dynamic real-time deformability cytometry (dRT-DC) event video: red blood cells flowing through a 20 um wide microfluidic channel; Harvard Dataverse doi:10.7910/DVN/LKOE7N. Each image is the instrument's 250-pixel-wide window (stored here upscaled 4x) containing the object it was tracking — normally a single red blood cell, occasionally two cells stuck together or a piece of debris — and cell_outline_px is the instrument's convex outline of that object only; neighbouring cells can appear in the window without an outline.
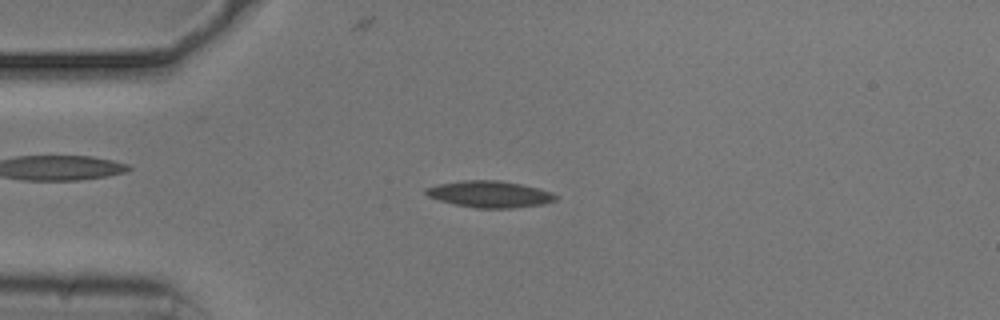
{"species": "common noctule bat (a hibernating species)", "species_latin": "Nyctalus noctula", "temperature_condition": "cold", "stored_images_in_passage": 41, "camera_frame_rate_fps": 3000, "um_per_image_px": 0.085, "animal": {"sex": "male", "body_mass_g": 20.5, "forearm_length_mm": 52.5}, "frame": {"image": 1, "passage_image": 8, "time_ms": 2.333, "image_size_px": [1000, 320], "cell_outline_px": [[560, 196], [556, 200], [544, 204], [512, 208], [476, 208], [456, 204], [440, 200], [428, 196], [424, 192], [424, 188], [436, 184], [464, 180], [500, 180], [520, 184], [552, 192]], "centroid_in_image_um": [41.63, 16.5], "position_along_channel_um": 43.4, "area_um2": 20.11}}
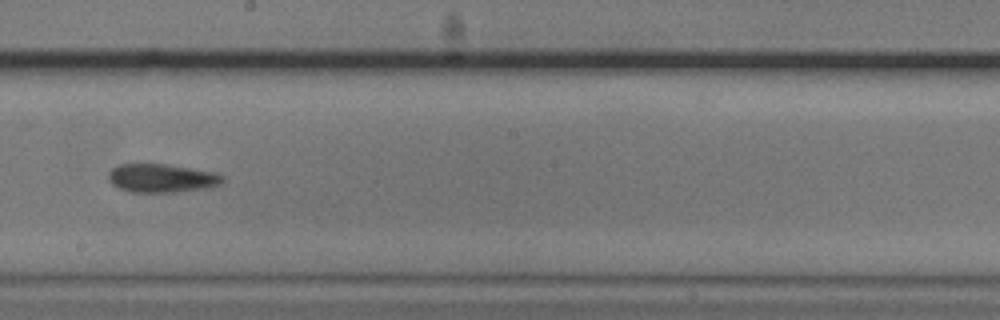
{"frame": {"image": 2, "passage_image": 25, "time_ms": 8.0, "image_size_px": [1000, 320], "cell_outline_px": [[224, 180], [220, 184], [208, 188], [172, 192], [132, 192], [120, 188], [112, 184], [108, 180], [108, 172], [112, 168], [120, 164], [164, 164], [216, 172], [224, 176]], "centroid_in_image_um": [13.75, 15.14], "position_along_channel_um": 234.5, "area_um2": 18.96}}
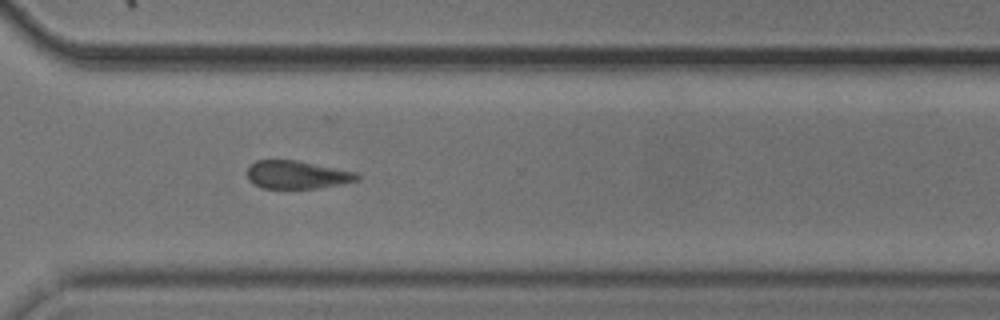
{"frame": {"image": 3, "passage_image": 34, "time_ms": 11.0, "image_size_px": [1000, 320], "cell_outline_px": [[360, 180], [340, 184], [316, 188], [260, 188], [252, 184], [248, 180], [248, 168], [256, 160], [296, 160], [356, 172], [360, 176]], "centroid_in_image_um": [25.23, 14.86], "position_along_channel_um": 345.4, "area_um2": 17.92}}